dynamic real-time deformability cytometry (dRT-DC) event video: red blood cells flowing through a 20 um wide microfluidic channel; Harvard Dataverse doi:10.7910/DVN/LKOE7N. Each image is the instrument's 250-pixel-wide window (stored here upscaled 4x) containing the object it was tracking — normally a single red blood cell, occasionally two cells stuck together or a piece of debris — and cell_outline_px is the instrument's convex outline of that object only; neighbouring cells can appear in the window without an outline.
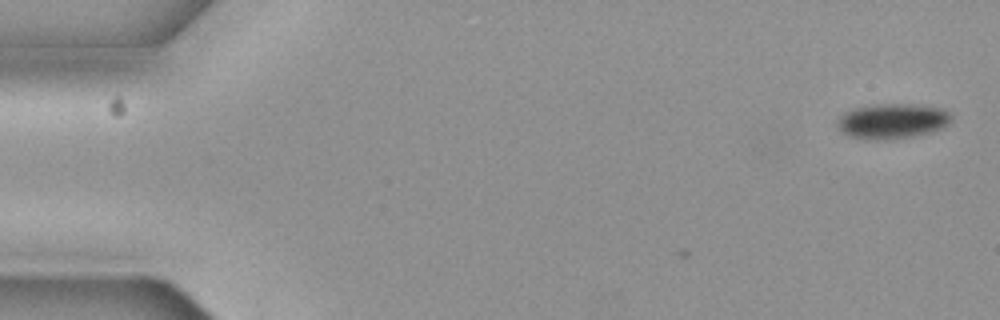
{"species": "common noctule bat (a hibernating species)", "species_latin": "Nyctalus noctula", "temperature_condition": "cold", "stored_images_in_passage": 2, "camera_frame_rate_fps": 3000, "um_per_image_px": 0.085, "animal": {"sex": "female", "body_mass_g": 19.3, "forearm_length_mm": 54.1}, "frame": {"image": 1, "passage_image": 2, "time_ms": 0.333, "image_size_px": [1000, 320], "cell_outline_px": [[952, 120], [948, 124], [932, 132], [912, 136], [884, 140], [868, 140], [848, 136], [836, 124], [840, 116], [844, 112], [856, 108], [880, 104], [900, 104], [940, 108], [948, 112], [952, 116]], "centroid_in_image_um": [75.83, 10.31], "position_along_channel_um": 9.2, "area_um2": 23.0}}